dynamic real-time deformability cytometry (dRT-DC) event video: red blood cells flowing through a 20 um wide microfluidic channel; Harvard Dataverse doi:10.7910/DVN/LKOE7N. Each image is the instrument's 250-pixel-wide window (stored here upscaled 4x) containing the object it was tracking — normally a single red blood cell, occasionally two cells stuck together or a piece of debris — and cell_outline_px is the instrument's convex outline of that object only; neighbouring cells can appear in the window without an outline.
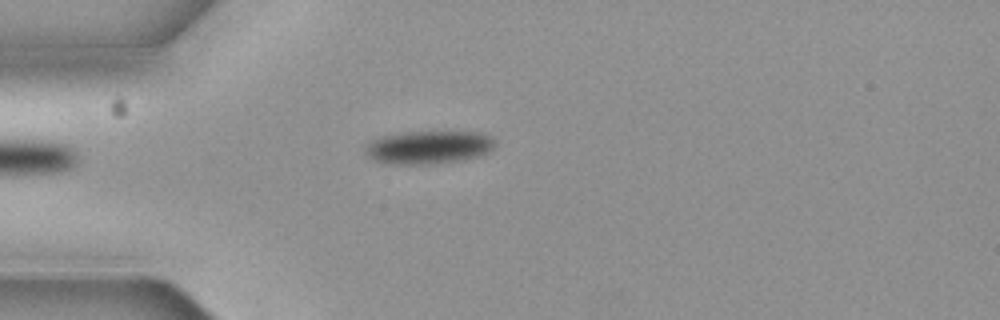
{"species": "common noctule bat (a hibernating species)", "species_latin": "Nyctalus noctula", "temperature_condition": "cold", "stored_images_in_passage": 5, "camera_frame_rate_fps": 3000, "um_per_image_px": 0.085, "animal": {"sex": "female", "body_mass_g": 19.3, "forearm_length_mm": 54.1}, "frame": {"image": 1, "passage_image": 5, "time_ms": 1.333, "image_size_px": [1000, 320], "cell_outline_px": [[492, 148], [488, 152], [476, 156], [456, 160], [432, 164], [392, 164], [376, 160], [368, 156], [364, 152], [368, 144], [372, 140], [380, 136], [408, 132], [480, 132], [488, 136], [492, 140]], "centroid_in_image_um": [36.37, 12.51], "position_along_channel_um": 48.6, "area_um2": 24.45}}